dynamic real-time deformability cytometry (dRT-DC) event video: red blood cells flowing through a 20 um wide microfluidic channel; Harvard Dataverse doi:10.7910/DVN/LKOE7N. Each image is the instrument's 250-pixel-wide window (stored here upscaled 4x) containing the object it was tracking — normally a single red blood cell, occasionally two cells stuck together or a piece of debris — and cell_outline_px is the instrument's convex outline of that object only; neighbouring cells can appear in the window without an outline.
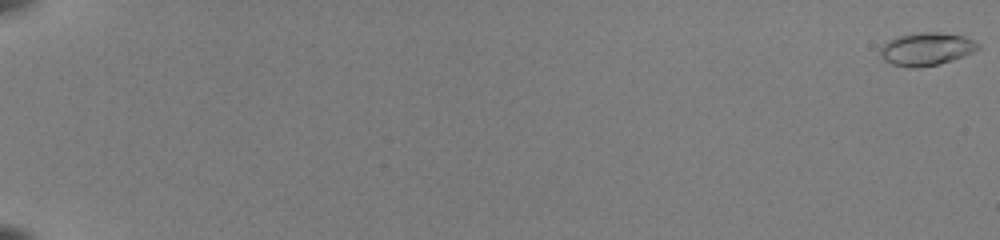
{"species": "common noctule bat (a hibernating species)", "species_latin": "Nyctalus noctula", "temperature_condition": "room temperature", "stored_images_in_passage": 41, "camera_frame_rate_fps": 3000, "um_per_image_px": 0.085, "animal": {"sex": "female", "body_mass_g": 22.0, "forearm_length_mm": 56.7}, "frame": {"image": 1, "passage_image": 1, "time_ms": 0.0, "image_size_px": [1000, 240], "cell_outline_px": [[980, 48], [964, 56], [940, 64], [916, 68], [908, 68], [892, 64], [884, 60], [880, 56], [880, 48], [888, 40], [896, 36], [916, 32], [936, 32], [964, 36], [980, 44]], "centroid_in_image_um": [78.72, 4.17], "position_along_channel_um": 6.3, "area_um2": 18.9}}
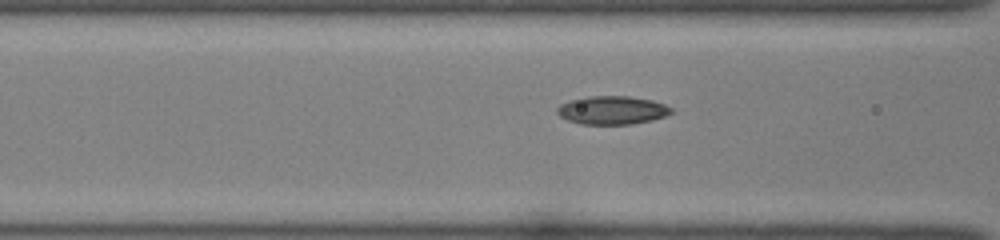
{"frame": {"image": 2, "passage_image": 26, "time_ms": 8.333, "image_size_px": [1000, 240], "cell_outline_px": [[672, 112], [664, 116], [652, 120], [632, 124], [580, 124], [568, 120], [560, 116], [556, 112], [556, 108], [560, 104], [568, 100], [588, 96], [628, 96], [652, 100], [664, 104], [672, 108]], "centroid_in_image_um": [52.0, 9.36], "position_along_channel_um": 114.6, "area_um2": 18.9}}
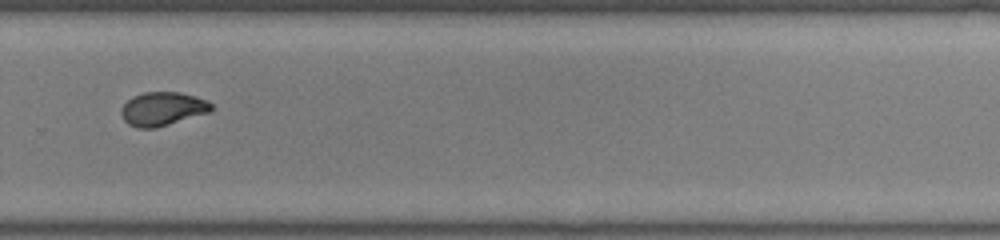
{"frame": {"image": 3, "passage_image": 41, "time_ms": 13.333, "image_size_px": [1000, 240], "cell_outline_px": [[212, 108], [208, 112], [156, 128], [136, 128], [128, 124], [124, 120], [120, 112], [120, 108], [132, 96], [144, 92], [180, 92], [196, 96], [208, 100], [212, 104]], "centroid_in_image_um": [13.79, 9.24], "position_along_channel_um": 316.0, "area_um2": 17.69}}